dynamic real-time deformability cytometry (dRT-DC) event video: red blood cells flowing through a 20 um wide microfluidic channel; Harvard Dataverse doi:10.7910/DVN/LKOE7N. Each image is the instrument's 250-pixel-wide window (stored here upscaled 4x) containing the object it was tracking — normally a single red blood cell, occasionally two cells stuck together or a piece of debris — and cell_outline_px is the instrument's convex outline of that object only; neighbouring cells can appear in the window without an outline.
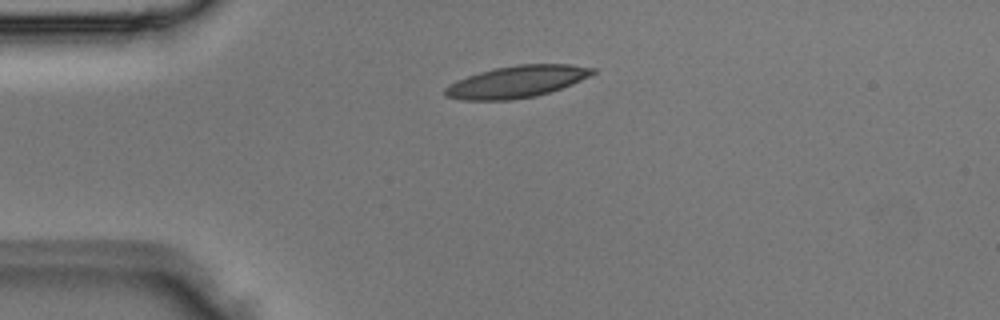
{"species": "Egyptian fruit bat (a non-hibernating species)", "species_latin": "Rousettus aegyptiacus", "temperature_condition": "room temperature", "stored_images_in_passage": 2, "camera_frame_rate_fps": 3000, "um_per_image_px": 0.085, "animal": {"sex": "male"}, "frame": {"image": 1, "passage_image": 2, "time_ms": 0.333, "image_size_px": [1000, 320], "cell_outline_px": [[596, 72], [572, 84], [536, 96], [508, 100], [460, 100], [444, 96], [444, 88], [468, 76], [480, 72], [496, 68], [520, 64], [568, 64], [596, 68]], "centroid_in_image_um": [43.93, 6.95], "position_along_channel_um": 41.1, "area_um2": 27.05}}